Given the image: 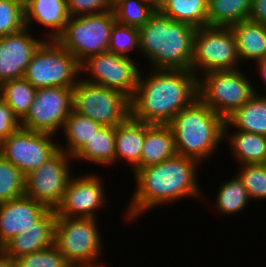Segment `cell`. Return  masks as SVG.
Segmentation results:
<instances>
[{"label":"cell","instance_id":"obj_1","mask_svg":"<svg viewBox=\"0 0 266 267\" xmlns=\"http://www.w3.org/2000/svg\"><path fill=\"white\" fill-rule=\"evenodd\" d=\"M201 166L195 159L176 154L159 164L138 169L133 174L136 184L131 201L125 205V220L137 221L147 210L177 203L180 199L206 198L198 183Z\"/></svg>","mask_w":266,"mask_h":267},{"label":"cell","instance_id":"obj_8","mask_svg":"<svg viewBox=\"0 0 266 267\" xmlns=\"http://www.w3.org/2000/svg\"><path fill=\"white\" fill-rule=\"evenodd\" d=\"M23 78L36 89L73 88L80 78V64L56 39H46L34 53Z\"/></svg>","mask_w":266,"mask_h":267},{"label":"cell","instance_id":"obj_31","mask_svg":"<svg viewBox=\"0 0 266 267\" xmlns=\"http://www.w3.org/2000/svg\"><path fill=\"white\" fill-rule=\"evenodd\" d=\"M116 22L122 25L141 27L156 10L144 0H115L112 2Z\"/></svg>","mask_w":266,"mask_h":267},{"label":"cell","instance_id":"obj_36","mask_svg":"<svg viewBox=\"0 0 266 267\" xmlns=\"http://www.w3.org/2000/svg\"><path fill=\"white\" fill-rule=\"evenodd\" d=\"M15 261V267H71L64 255L52 246L23 255Z\"/></svg>","mask_w":266,"mask_h":267},{"label":"cell","instance_id":"obj_6","mask_svg":"<svg viewBox=\"0 0 266 267\" xmlns=\"http://www.w3.org/2000/svg\"><path fill=\"white\" fill-rule=\"evenodd\" d=\"M241 70L211 71L198 77V98L224 119L255 94L254 82Z\"/></svg>","mask_w":266,"mask_h":267},{"label":"cell","instance_id":"obj_24","mask_svg":"<svg viewBox=\"0 0 266 267\" xmlns=\"http://www.w3.org/2000/svg\"><path fill=\"white\" fill-rule=\"evenodd\" d=\"M254 91L255 94L227 117L225 122L234 130L266 136V93H259L256 87Z\"/></svg>","mask_w":266,"mask_h":267},{"label":"cell","instance_id":"obj_39","mask_svg":"<svg viewBox=\"0 0 266 267\" xmlns=\"http://www.w3.org/2000/svg\"><path fill=\"white\" fill-rule=\"evenodd\" d=\"M248 19L266 25V0H252Z\"/></svg>","mask_w":266,"mask_h":267},{"label":"cell","instance_id":"obj_19","mask_svg":"<svg viewBox=\"0 0 266 267\" xmlns=\"http://www.w3.org/2000/svg\"><path fill=\"white\" fill-rule=\"evenodd\" d=\"M24 12L27 28L32 29L35 21L47 28L45 39H56L70 19L66 0H24Z\"/></svg>","mask_w":266,"mask_h":267},{"label":"cell","instance_id":"obj_40","mask_svg":"<svg viewBox=\"0 0 266 267\" xmlns=\"http://www.w3.org/2000/svg\"><path fill=\"white\" fill-rule=\"evenodd\" d=\"M255 67L257 68L256 72L259 73L260 79L263 81L262 84L266 85V57L259 60Z\"/></svg>","mask_w":266,"mask_h":267},{"label":"cell","instance_id":"obj_35","mask_svg":"<svg viewBox=\"0 0 266 267\" xmlns=\"http://www.w3.org/2000/svg\"><path fill=\"white\" fill-rule=\"evenodd\" d=\"M236 174L247 189L250 200L266 199V164L238 165Z\"/></svg>","mask_w":266,"mask_h":267},{"label":"cell","instance_id":"obj_16","mask_svg":"<svg viewBox=\"0 0 266 267\" xmlns=\"http://www.w3.org/2000/svg\"><path fill=\"white\" fill-rule=\"evenodd\" d=\"M25 27L19 32L0 37V85L23 78L34 53L46 39H39Z\"/></svg>","mask_w":266,"mask_h":267},{"label":"cell","instance_id":"obj_21","mask_svg":"<svg viewBox=\"0 0 266 267\" xmlns=\"http://www.w3.org/2000/svg\"><path fill=\"white\" fill-rule=\"evenodd\" d=\"M145 134L146 123L135 120L131 115L115 127V166L124 160L131 171L140 162Z\"/></svg>","mask_w":266,"mask_h":267},{"label":"cell","instance_id":"obj_37","mask_svg":"<svg viewBox=\"0 0 266 267\" xmlns=\"http://www.w3.org/2000/svg\"><path fill=\"white\" fill-rule=\"evenodd\" d=\"M70 16L95 14L112 9L111 0H66Z\"/></svg>","mask_w":266,"mask_h":267},{"label":"cell","instance_id":"obj_10","mask_svg":"<svg viewBox=\"0 0 266 267\" xmlns=\"http://www.w3.org/2000/svg\"><path fill=\"white\" fill-rule=\"evenodd\" d=\"M239 65L242 66L229 27L205 26L196 29L190 70L197 77L205 72L238 69Z\"/></svg>","mask_w":266,"mask_h":267},{"label":"cell","instance_id":"obj_14","mask_svg":"<svg viewBox=\"0 0 266 267\" xmlns=\"http://www.w3.org/2000/svg\"><path fill=\"white\" fill-rule=\"evenodd\" d=\"M72 103V88H38L27 115L21 120V128L59 135L72 111Z\"/></svg>","mask_w":266,"mask_h":267},{"label":"cell","instance_id":"obj_23","mask_svg":"<svg viewBox=\"0 0 266 267\" xmlns=\"http://www.w3.org/2000/svg\"><path fill=\"white\" fill-rule=\"evenodd\" d=\"M229 127V128H228ZM225 122L224 140L230 147L231 155L240 165L264 164L266 161V136L256 133L232 130Z\"/></svg>","mask_w":266,"mask_h":267},{"label":"cell","instance_id":"obj_42","mask_svg":"<svg viewBox=\"0 0 266 267\" xmlns=\"http://www.w3.org/2000/svg\"><path fill=\"white\" fill-rule=\"evenodd\" d=\"M146 3L150 4L155 10H159L165 0H144Z\"/></svg>","mask_w":266,"mask_h":267},{"label":"cell","instance_id":"obj_38","mask_svg":"<svg viewBox=\"0 0 266 267\" xmlns=\"http://www.w3.org/2000/svg\"><path fill=\"white\" fill-rule=\"evenodd\" d=\"M21 128V121L9 105L0 98V142Z\"/></svg>","mask_w":266,"mask_h":267},{"label":"cell","instance_id":"obj_41","mask_svg":"<svg viewBox=\"0 0 266 267\" xmlns=\"http://www.w3.org/2000/svg\"><path fill=\"white\" fill-rule=\"evenodd\" d=\"M0 267H15V261L3 250L0 252Z\"/></svg>","mask_w":266,"mask_h":267},{"label":"cell","instance_id":"obj_25","mask_svg":"<svg viewBox=\"0 0 266 267\" xmlns=\"http://www.w3.org/2000/svg\"><path fill=\"white\" fill-rule=\"evenodd\" d=\"M76 163L88 162L103 167L115 165V127L102 126L73 157Z\"/></svg>","mask_w":266,"mask_h":267},{"label":"cell","instance_id":"obj_9","mask_svg":"<svg viewBox=\"0 0 266 267\" xmlns=\"http://www.w3.org/2000/svg\"><path fill=\"white\" fill-rule=\"evenodd\" d=\"M72 110L101 126L116 127L131 115L130 98L124 93L78 79L72 88Z\"/></svg>","mask_w":266,"mask_h":267},{"label":"cell","instance_id":"obj_12","mask_svg":"<svg viewBox=\"0 0 266 267\" xmlns=\"http://www.w3.org/2000/svg\"><path fill=\"white\" fill-rule=\"evenodd\" d=\"M72 162L73 157L59 149L26 176L24 195L42 203L47 209L55 210L74 174L70 169Z\"/></svg>","mask_w":266,"mask_h":267},{"label":"cell","instance_id":"obj_43","mask_svg":"<svg viewBox=\"0 0 266 267\" xmlns=\"http://www.w3.org/2000/svg\"><path fill=\"white\" fill-rule=\"evenodd\" d=\"M3 250V246L0 244V252Z\"/></svg>","mask_w":266,"mask_h":267},{"label":"cell","instance_id":"obj_27","mask_svg":"<svg viewBox=\"0 0 266 267\" xmlns=\"http://www.w3.org/2000/svg\"><path fill=\"white\" fill-rule=\"evenodd\" d=\"M252 0H208V26L230 27L249 18Z\"/></svg>","mask_w":266,"mask_h":267},{"label":"cell","instance_id":"obj_3","mask_svg":"<svg viewBox=\"0 0 266 267\" xmlns=\"http://www.w3.org/2000/svg\"><path fill=\"white\" fill-rule=\"evenodd\" d=\"M139 29L140 53L149 70H190L196 28L172 20L158 10Z\"/></svg>","mask_w":266,"mask_h":267},{"label":"cell","instance_id":"obj_22","mask_svg":"<svg viewBox=\"0 0 266 267\" xmlns=\"http://www.w3.org/2000/svg\"><path fill=\"white\" fill-rule=\"evenodd\" d=\"M229 28L234 35L241 63L251 61L256 64L266 57V25L247 19Z\"/></svg>","mask_w":266,"mask_h":267},{"label":"cell","instance_id":"obj_11","mask_svg":"<svg viewBox=\"0 0 266 267\" xmlns=\"http://www.w3.org/2000/svg\"><path fill=\"white\" fill-rule=\"evenodd\" d=\"M138 62L106 51L93 55L80 64V78L88 83L118 90L131 99L136 92L142 69Z\"/></svg>","mask_w":266,"mask_h":267},{"label":"cell","instance_id":"obj_15","mask_svg":"<svg viewBox=\"0 0 266 267\" xmlns=\"http://www.w3.org/2000/svg\"><path fill=\"white\" fill-rule=\"evenodd\" d=\"M95 173L72 176L60 204L56 207L57 217L97 218L98 210L106 206V190L103 180ZM105 202V204H104Z\"/></svg>","mask_w":266,"mask_h":267},{"label":"cell","instance_id":"obj_30","mask_svg":"<svg viewBox=\"0 0 266 267\" xmlns=\"http://www.w3.org/2000/svg\"><path fill=\"white\" fill-rule=\"evenodd\" d=\"M36 90L26 79H14L0 85V98L9 105L21 121L35 99Z\"/></svg>","mask_w":266,"mask_h":267},{"label":"cell","instance_id":"obj_33","mask_svg":"<svg viewBox=\"0 0 266 267\" xmlns=\"http://www.w3.org/2000/svg\"><path fill=\"white\" fill-rule=\"evenodd\" d=\"M134 50L140 53L139 29L115 22L111 30L107 51L134 59L135 57L131 55Z\"/></svg>","mask_w":266,"mask_h":267},{"label":"cell","instance_id":"obj_13","mask_svg":"<svg viewBox=\"0 0 266 267\" xmlns=\"http://www.w3.org/2000/svg\"><path fill=\"white\" fill-rule=\"evenodd\" d=\"M56 137L19 128L0 142V155L27 176L59 150Z\"/></svg>","mask_w":266,"mask_h":267},{"label":"cell","instance_id":"obj_4","mask_svg":"<svg viewBox=\"0 0 266 267\" xmlns=\"http://www.w3.org/2000/svg\"><path fill=\"white\" fill-rule=\"evenodd\" d=\"M168 125L174 135L177 154L201 164L216 154L224 140L225 119L199 98L176 114Z\"/></svg>","mask_w":266,"mask_h":267},{"label":"cell","instance_id":"obj_34","mask_svg":"<svg viewBox=\"0 0 266 267\" xmlns=\"http://www.w3.org/2000/svg\"><path fill=\"white\" fill-rule=\"evenodd\" d=\"M25 27L24 0H0V37Z\"/></svg>","mask_w":266,"mask_h":267},{"label":"cell","instance_id":"obj_28","mask_svg":"<svg viewBox=\"0 0 266 267\" xmlns=\"http://www.w3.org/2000/svg\"><path fill=\"white\" fill-rule=\"evenodd\" d=\"M207 6L208 0H165L158 11L197 29L208 26Z\"/></svg>","mask_w":266,"mask_h":267},{"label":"cell","instance_id":"obj_20","mask_svg":"<svg viewBox=\"0 0 266 267\" xmlns=\"http://www.w3.org/2000/svg\"><path fill=\"white\" fill-rule=\"evenodd\" d=\"M176 154L171 127L146 123L145 141L142 146L140 162L130 172L134 174L140 168L159 164Z\"/></svg>","mask_w":266,"mask_h":267},{"label":"cell","instance_id":"obj_32","mask_svg":"<svg viewBox=\"0 0 266 267\" xmlns=\"http://www.w3.org/2000/svg\"><path fill=\"white\" fill-rule=\"evenodd\" d=\"M26 176L0 155V203L24 196Z\"/></svg>","mask_w":266,"mask_h":267},{"label":"cell","instance_id":"obj_18","mask_svg":"<svg viewBox=\"0 0 266 267\" xmlns=\"http://www.w3.org/2000/svg\"><path fill=\"white\" fill-rule=\"evenodd\" d=\"M56 218L55 210L48 209L24 233H20L6 242L3 245V251L15 260L23 255L52 246Z\"/></svg>","mask_w":266,"mask_h":267},{"label":"cell","instance_id":"obj_5","mask_svg":"<svg viewBox=\"0 0 266 267\" xmlns=\"http://www.w3.org/2000/svg\"><path fill=\"white\" fill-rule=\"evenodd\" d=\"M97 222V218H56L54 245L71 266L106 267L100 257L104 241Z\"/></svg>","mask_w":266,"mask_h":267},{"label":"cell","instance_id":"obj_7","mask_svg":"<svg viewBox=\"0 0 266 267\" xmlns=\"http://www.w3.org/2000/svg\"><path fill=\"white\" fill-rule=\"evenodd\" d=\"M115 22L112 9L95 14L70 16L64 31L56 40L81 64L87 58L107 51Z\"/></svg>","mask_w":266,"mask_h":267},{"label":"cell","instance_id":"obj_2","mask_svg":"<svg viewBox=\"0 0 266 267\" xmlns=\"http://www.w3.org/2000/svg\"><path fill=\"white\" fill-rule=\"evenodd\" d=\"M140 71L130 99L131 116L148 124L168 125L183 108L198 98V77L191 70Z\"/></svg>","mask_w":266,"mask_h":267},{"label":"cell","instance_id":"obj_26","mask_svg":"<svg viewBox=\"0 0 266 267\" xmlns=\"http://www.w3.org/2000/svg\"><path fill=\"white\" fill-rule=\"evenodd\" d=\"M101 127L89 117L72 110L64 122L61 133L64 135V140L66 139V145L60 143L59 149L74 157Z\"/></svg>","mask_w":266,"mask_h":267},{"label":"cell","instance_id":"obj_29","mask_svg":"<svg viewBox=\"0 0 266 267\" xmlns=\"http://www.w3.org/2000/svg\"><path fill=\"white\" fill-rule=\"evenodd\" d=\"M234 176L230 179L227 177V180L222 182L221 185L219 184L213 206L221 215H240L250 202L247 189L242 180L237 174Z\"/></svg>","mask_w":266,"mask_h":267},{"label":"cell","instance_id":"obj_17","mask_svg":"<svg viewBox=\"0 0 266 267\" xmlns=\"http://www.w3.org/2000/svg\"><path fill=\"white\" fill-rule=\"evenodd\" d=\"M48 209L27 196L0 203V244L3 246L12 237L24 233Z\"/></svg>","mask_w":266,"mask_h":267}]
</instances>
